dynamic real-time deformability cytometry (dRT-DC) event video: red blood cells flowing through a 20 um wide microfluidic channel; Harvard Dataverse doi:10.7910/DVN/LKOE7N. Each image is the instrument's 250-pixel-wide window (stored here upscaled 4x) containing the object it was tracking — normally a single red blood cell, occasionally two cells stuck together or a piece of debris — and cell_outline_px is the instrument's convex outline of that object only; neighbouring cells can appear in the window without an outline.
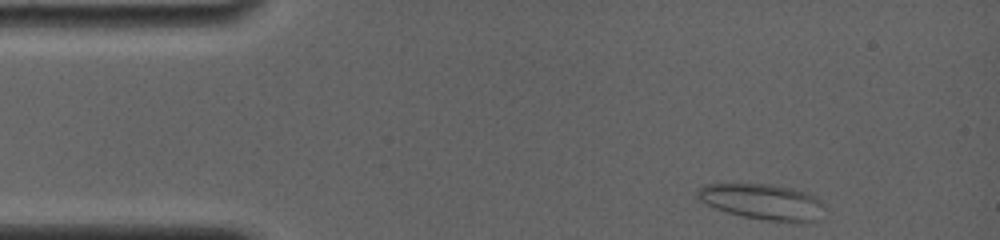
{"species": "common noctule bat (a hibernating species)", "species_latin": "Nyctalus noctula", "temperature_condition": "room temperature", "stored_images_in_passage": 43, "camera_frame_rate_fps": 4000, "um_per_image_px": 0.085, "animal": {"sex": "female", "body_mass_g": 19.0, "forearm_length_mm": 56.7}, "frame": {"image": 1, "passage_image": 1, "time_ms": 0.0, "image_size_px": [1000, 240], "cell_outline_px": [[824, 204], [816, 220], [764, 220], [744, 216], [728, 212], [716, 208], [700, 200], [696, 196], [696, 192], [704, 184], [772, 184], [792, 188], [808, 192], [816, 196]], "centroid_in_image_um": [64.78, 17.11], "position_along_channel_um": 20.2, "area_um2": 25.78}}
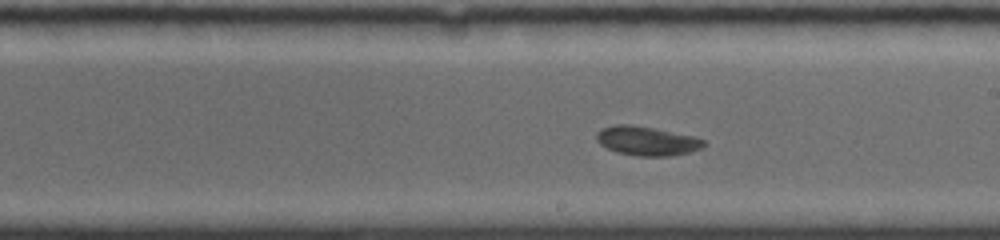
{"frame": {"image": 2, "passage_image": 28, "time_ms": 7.5, "image_size_px": [1000, 240], "cell_outline_px": [[708, 144], [700, 148], [688, 152], [668, 156], [636, 156], [616, 152], [600, 144], [596, 140], [596, 132], [600, 128], [616, 124], [628, 124], [652, 128], [696, 136], [704, 140]], "centroid_in_image_um": [54.96, 11.97], "position_along_channel_um": 234.0, "area_um2": 18.26}}
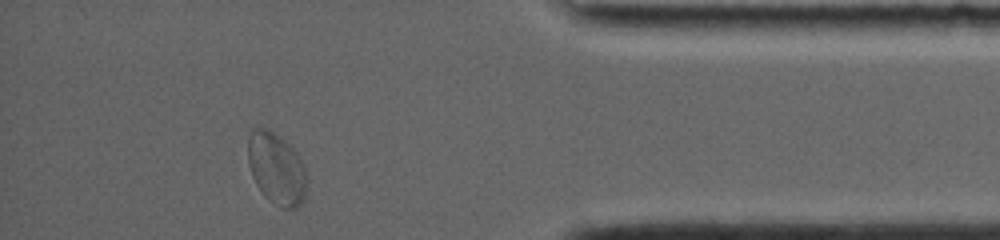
{"frame": {"image": 3, "passage_image": 43, "time_ms": 12.75, "image_size_px": [1000, 240], "cell_outline_px": [[308, 176], [304, 200], [296, 208], [284, 208], [276, 204], [264, 196], [256, 184], [252, 176], [248, 160], [248, 136], [252, 132], [260, 128], [268, 128], [284, 140], [296, 152], [304, 164]], "centroid_in_image_um": [23.53, 14.35], "position_along_channel_um": 411.7, "area_um2": 24.57}, "authors_computed_cell_mechanics": {"area_um2": 18.3226, "velocity_mm_per_s": 3.779, "shape_relaxation_time_tau1_ms": 4.0488, "shape_relaxation_time_tau2_ms": 2.4939, "deformation_change_tau1": 0.1162, "deformation_change_tau2": 0.04}}